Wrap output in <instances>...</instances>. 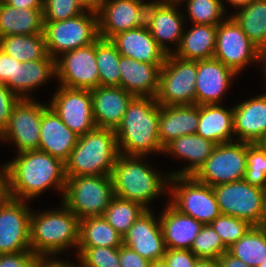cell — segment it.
<instances>
[{
	"instance_id": "cell-1",
	"label": "cell",
	"mask_w": 266,
	"mask_h": 267,
	"mask_svg": "<svg viewBox=\"0 0 266 267\" xmlns=\"http://www.w3.org/2000/svg\"><path fill=\"white\" fill-rule=\"evenodd\" d=\"M8 171L11 198L33 199L51 186L64 194L65 163L48 153L39 150L21 152L8 162Z\"/></svg>"
},
{
	"instance_id": "cell-2",
	"label": "cell",
	"mask_w": 266,
	"mask_h": 267,
	"mask_svg": "<svg viewBox=\"0 0 266 267\" xmlns=\"http://www.w3.org/2000/svg\"><path fill=\"white\" fill-rule=\"evenodd\" d=\"M159 116L160 105L155 98L135 97L115 129L119 153L143 158L163 152L158 138Z\"/></svg>"
},
{
	"instance_id": "cell-3",
	"label": "cell",
	"mask_w": 266,
	"mask_h": 267,
	"mask_svg": "<svg viewBox=\"0 0 266 267\" xmlns=\"http://www.w3.org/2000/svg\"><path fill=\"white\" fill-rule=\"evenodd\" d=\"M119 154L115 130L95 127L78 136L65 163L66 177L111 175Z\"/></svg>"
},
{
	"instance_id": "cell-4",
	"label": "cell",
	"mask_w": 266,
	"mask_h": 267,
	"mask_svg": "<svg viewBox=\"0 0 266 267\" xmlns=\"http://www.w3.org/2000/svg\"><path fill=\"white\" fill-rule=\"evenodd\" d=\"M61 210L30 215V247L37 256H55L79 244L80 219L63 203Z\"/></svg>"
},
{
	"instance_id": "cell-5",
	"label": "cell",
	"mask_w": 266,
	"mask_h": 267,
	"mask_svg": "<svg viewBox=\"0 0 266 267\" xmlns=\"http://www.w3.org/2000/svg\"><path fill=\"white\" fill-rule=\"evenodd\" d=\"M139 158L141 159V156L118 155L111 173L114 195L138 202L150 209L148 202L166 191L165 188L169 187L166 182L170 175H166L165 178L159 176L160 174ZM166 177L167 180L164 181Z\"/></svg>"
},
{
	"instance_id": "cell-6",
	"label": "cell",
	"mask_w": 266,
	"mask_h": 267,
	"mask_svg": "<svg viewBox=\"0 0 266 267\" xmlns=\"http://www.w3.org/2000/svg\"><path fill=\"white\" fill-rule=\"evenodd\" d=\"M66 178L63 204L80 220L102 216L115 196L111 175Z\"/></svg>"
},
{
	"instance_id": "cell-7",
	"label": "cell",
	"mask_w": 266,
	"mask_h": 267,
	"mask_svg": "<svg viewBox=\"0 0 266 267\" xmlns=\"http://www.w3.org/2000/svg\"><path fill=\"white\" fill-rule=\"evenodd\" d=\"M44 37L48 54H57L82 48L99 39L97 12L90 11L62 21H44Z\"/></svg>"
},
{
	"instance_id": "cell-8",
	"label": "cell",
	"mask_w": 266,
	"mask_h": 267,
	"mask_svg": "<svg viewBox=\"0 0 266 267\" xmlns=\"http://www.w3.org/2000/svg\"><path fill=\"white\" fill-rule=\"evenodd\" d=\"M197 60L168 54L160 70L156 101L161 106L196 104Z\"/></svg>"
},
{
	"instance_id": "cell-9",
	"label": "cell",
	"mask_w": 266,
	"mask_h": 267,
	"mask_svg": "<svg viewBox=\"0 0 266 267\" xmlns=\"http://www.w3.org/2000/svg\"><path fill=\"white\" fill-rule=\"evenodd\" d=\"M168 181L172 182L170 204L182 214L203 225L210 224L221 214L213 187L198 182L193 176H170ZM173 183L176 184L173 186Z\"/></svg>"
},
{
	"instance_id": "cell-10",
	"label": "cell",
	"mask_w": 266,
	"mask_h": 267,
	"mask_svg": "<svg viewBox=\"0 0 266 267\" xmlns=\"http://www.w3.org/2000/svg\"><path fill=\"white\" fill-rule=\"evenodd\" d=\"M246 151L247 142L217 144L193 177L211 187L242 180L246 171Z\"/></svg>"
},
{
	"instance_id": "cell-11",
	"label": "cell",
	"mask_w": 266,
	"mask_h": 267,
	"mask_svg": "<svg viewBox=\"0 0 266 267\" xmlns=\"http://www.w3.org/2000/svg\"><path fill=\"white\" fill-rule=\"evenodd\" d=\"M263 52L254 45L231 16L217 26L216 48L213 58L233 69L237 74L250 62H262Z\"/></svg>"
},
{
	"instance_id": "cell-12",
	"label": "cell",
	"mask_w": 266,
	"mask_h": 267,
	"mask_svg": "<svg viewBox=\"0 0 266 267\" xmlns=\"http://www.w3.org/2000/svg\"><path fill=\"white\" fill-rule=\"evenodd\" d=\"M221 214L237 217L256 226L263 209L266 190L244 179L213 187Z\"/></svg>"
},
{
	"instance_id": "cell-13",
	"label": "cell",
	"mask_w": 266,
	"mask_h": 267,
	"mask_svg": "<svg viewBox=\"0 0 266 267\" xmlns=\"http://www.w3.org/2000/svg\"><path fill=\"white\" fill-rule=\"evenodd\" d=\"M56 76L60 86L92 90L99 86L96 42L62 54L56 59Z\"/></svg>"
},
{
	"instance_id": "cell-14",
	"label": "cell",
	"mask_w": 266,
	"mask_h": 267,
	"mask_svg": "<svg viewBox=\"0 0 266 267\" xmlns=\"http://www.w3.org/2000/svg\"><path fill=\"white\" fill-rule=\"evenodd\" d=\"M46 107L31 98L20 99L0 138L13 141L19 153L38 150L42 112Z\"/></svg>"
},
{
	"instance_id": "cell-15",
	"label": "cell",
	"mask_w": 266,
	"mask_h": 267,
	"mask_svg": "<svg viewBox=\"0 0 266 267\" xmlns=\"http://www.w3.org/2000/svg\"><path fill=\"white\" fill-rule=\"evenodd\" d=\"M27 200L0 202V254L31 251L30 215Z\"/></svg>"
},
{
	"instance_id": "cell-16",
	"label": "cell",
	"mask_w": 266,
	"mask_h": 267,
	"mask_svg": "<svg viewBox=\"0 0 266 267\" xmlns=\"http://www.w3.org/2000/svg\"><path fill=\"white\" fill-rule=\"evenodd\" d=\"M50 107L78 136L97 127L93 117L90 90L60 86L52 98Z\"/></svg>"
},
{
	"instance_id": "cell-17",
	"label": "cell",
	"mask_w": 266,
	"mask_h": 267,
	"mask_svg": "<svg viewBox=\"0 0 266 267\" xmlns=\"http://www.w3.org/2000/svg\"><path fill=\"white\" fill-rule=\"evenodd\" d=\"M147 5L142 0H103L97 11L99 38L110 40L145 25Z\"/></svg>"
},
{
	"instance_id": "cell-18",
	"label": "cell",
	"mask_w": 266,
	"mask_h": 267,
	"mask_svg": "<svg viewBox=\"0 0 266 267\" xmlns=\"http://www.w3.org/2000/svg\"><path fill=\"white\" fill-rule=\"evenodd\" d=\"M178 4L177 0H155L148 3L146 8L145 24L158 46L167 55L172 52L166 46V41H178L175 46L178 49L184 32V16L176 8Z\"/></svg>"
},
{
	"instance_id": "cell-19",
	"label": "cell",
	"mask_w": 266,
	"mask_h": 267,
	"mask_svg": "<svg viewBox=\"0 0 266 267\" xmlns=\"http://www.w3.org/2000/svg\"><path fill=\"white\" fill-rule=\"evenodd\" d=\"M157 220L152 210L147 209L123 236V245L150 262L163 259L167 250L159 218Z\"/></svg>"
},
{
	"instance_id": "cell-20",
	"label": "cell",
	"mask_w": 266,
	"mask_h": 267,
	"mask_svg": "<svg viewBox=\"0 0 266 267\" xmlns=\"http://www.w3.org/2000/svg\"><path fill=\"white\" fill-rule=\"evenodd\" d=\"M235 75L233 69L215 58L197 60L196 104H219Z\"/></svg>"
},
{
	"instance_id": "cell-21",
	"label": "cell",
	"mask_w": 266,
	"mask_h": 267,
	"mask_svg": "<svg viewBox=\"0 0 266 267\" xmlns=\"http://www.w3.org/2000/svg\"><path fill=\"white\" fill-rule=\"evenodd\" d=\"M97 127L116 129L129 104L136 97L120 86H98L90 90Z\"/></svg>"
},
{
	"instance_id": "cell-22",
	"label": "cell",
	"mask_w": 266,
	"mask_h": 267,
	"mask_svg": "<svg viewBox=\"0 0 266 267\" xmlns=\"http://www.w3.org/2000/svg\"><path fill=\"white\" fill-rule=\"evenodd\" d=\"M77 140L78 135L62 122L50 106H47L42 112L38 150L66 163Z\"/></svg>"
},
{
	"instance_id": "cell-23",
	"label": "cell",
	"mask_w": 266,
	"mask_h": 267,
	"mask_svg": "<svg viewBox=\"0 0 266 267\" xmlns=\"http://www.w3.org/2000/svg\"><path fill=\"white\" fill-rule=\"evenodd\" d=\"M111 42L121 56L149 64H164L167 54L158 46L147 25L118 33Z\"/></svg>"
},
{
	"instance_id": "cell-24",
	"label": "cell",
	"mask_w": 266,
	"mask_h": 267,
	"mask_svg": "<svg viewBox=\"0 0 266 267\" xmlns=\"http://www.w3.org/2000/svg\"><path fill=\"white\" fill-rule=\"evenodd\" d=\"M163 64L139 62L121 56L120 87L136 97H156L159 87L160 70Z\"/></svg>"
},
{
	"instance_id": "cell-25",
	"label": "cell",
	"mask_w": 266,
	"mask_h": 267,
	"mask_svg": "<svg viewBox=\"0 0 266 267\" xmlns=\"http://www.w3.org/2000/svg\"><path fill=\"white\" fill-rule=\"evenodd\" d=\"M199 105H160L158 138L164 148L181 136L195 134L198 130Z\"/></svg>"
},
{
	"instance_id": "cell-26",
	"label": "cell",
	"mask_w": 266,
	"mask_h": 267,
	"mask_svg": "<svg viewBox=\"0 0 266 267\" xmlns=\"http://www.w3.org/2000/svg\"><path fill=\"white\" fill-rule=\"evenodd\" d=\"M234 134L237 141L257 143L266 133V94L233 107Z\"/></svg>"
},
{
	"instance_id": "cell-27",
	"label": "cell",
	"mask_w": 266,
	"mask_h": 267,
	"mask_svg": "<svg viewBox=\"0 0 266 267\" xmlns=\"http://www.w3.org/2000/svg\"><path fill=\"white\" fill-rule=\"evenodd\" d=\"M167 249L190 250L194 238L203 224L191 216L182 214L170 203L159 218Z\"/></svg>"
},
{
	"instance_id": "cell-28",
	"label": "cell",
	"mask_w": 266,
	"mask_h": 267,
	"mask_svg": "<svg viewBox=\"0 0 266 267\" xmlns=\"http://www.w3.org/2000/svg\"><path fill=\"white\" fill-rule=\"evenodd\" d=\"M215 146L214 142L204 139L197 133L184 135L172 140L163 148V153L168 152L175 156L177 155L191 163L181 171L179 170L169 175L194 176L212 154Z\"/></svg>"
},
{
	"instance_id": "cell-29",
	"label": "cell",
	"mask_w": 266,
	"mask_h": 267,
	"mask_svg": "<svg viewBox=\"0 0 266 267\" xmlns=\"http://www.w3.org/2000/svg\"><path fill=\"white\" fill-rule=\"evenodd\" d=\"M233 108L226 109L220 104L199 105L197 134L217 144L233 142Z\"/></svg>"
},
{
	"instance_id": "cell-30",
	"label": "cell",
	"mask_w": 266,
	"mask_h": 267,
	"mask_svg": "<svg viewBox=\"0 0 266 267\" xmlns=\"http://www.w3.org/2000/svg\"><path fill=\"white\" fill-rule=\"evenodd\" d=\"M44 34L43 9H22L0 2V38Z\"/></svg>"
},
{
	"instance_id": "cell-31",
	"label": "cell",
	"mask_w": 266,
	"mask_h": 267,
	"mask_svg": "<svg viewBox=\"0 0 266 267\" xmlns=\"http://www.w3.org/2000/svg\"><path fill=\"white\" fill-rule=\"evenodd\" d=\"M187 33L183 32L180 45L173 53L185 60H204L214 56L217 26L195 24Z\"/></svg>"
},
{
	"instance_id": "cell-32",
	"label": "cell",
	"mask_w": 266,
	"mask_h": 267,
	"mask_svg": "<svg viewBox=\"0 0 266 267\" xmlns=\"http://www.w3.org/2000/svg\"><path fill=\"white\" fill-rule=\"evenodd\" d=\"M56 76V60L50 55L42 60L20 62L16 72V94L27 99L28 92ZM30 90V91H29Z\"/></svg>"
},
{
	"instance_id": "cell-33",
	"label": "cell",
	"mask_w": 266,
	"mask_h": 267,
	"mask_svg": "<svg viewBox=\"0 0 266 267\" xmlns=\"http://www.w3.org/2000/svg\"><path fill=\"white\" fill-rule=\"evenodd\" d=\"M123 237L103 216H90L80 220L78 247H120Z\"/></svg>"
},
{
	"instance_id": "cell-34",
	"label": "cell",
	"mask_w": 266,
	"mask_h": 267,
	"mask_svg": "<svg viewBox=\"0 0 266 267\" xmlns=\"http://www.w3.org/2000/svg\"><path fill=\"white\" fill-rule=\"evenodd\" d=\"M249 40L266 52V0H253L232 16Z\"/></svg>"
},
{
	"instance_id": "cell-35",
	"label": "cell",
	"mask_w": 266,
	"mask_h": 267,
	"mask_svg": "<svg viewBox=\"0 0 266 267\" xmlns=\"http://www.w3.org/2000/svg\"><path fill=\"white\" fill-rule=\"evenodd\" d=\"M0 49L22 63L42 60L49 55L44 34L1 37Z\"/></svg>"
},
{
	"instance_id": "cell-36",
	"label": "cell",
	"mask_w": 266,
	"mask_h": 267,
	"mask_svg": "<svg viewBox=\"0 0 266 267\" xmlns=\"http://www.w3.org/2000/svg\"><path fill=\"white\" fill-rule=\"evenodd\" d=\"M227 252L250 267H258L266 260V230L253 226Z\"/></svg>"
},
{
	"instance_id": "cell-37",
	"label": "cell",
	"mask_w": 266,
	"mask_h": 267,
	"mask_svg": "<svg viewBox=\"0 0 266 267\" xmlns=\"http://www.w3.org/2000/svg\"><path fill=\"white\" fill-rule=\"evenodd\" d=\"M120 57L121 54L111 40L99 38L96 41L99 86H120Z\"/></svg>"
},
{
	"instance_id": "cell-38",
	"label": "cell",
	"mask_w": 266,
	"mask_h": 267,
	"mask_svg": "<svg viewBox=\"0 0 266 267\" xmlns=\"http://www.w3.org/2000/svg\"><path fill=\"white\" fill-rule=\"evenodd\" d=\"M146 210L138 202L114 196L102 216L123 237Z\"/></svg>"
},
{
	"instance_id": "cell-39",
	"label": "cell",
	"mask_w": 266,
	"mask_h": 267,
	"mask_svg": "<svg viewBox=\"0 0 266 267\" xmlns=\"http://www.w3.org/2000/svg\"><path fill=\"white\" fill-rule=\"evenodd\" d=\"M179 3L185 0H177ZM188 15L194 24L218 26L225 15V6L221 0H186Z\"/></svg>"
},
{
	"instance_id": "cell-40",
	"label": "cell",
	"mask_w": 266,
	"mask_h": 267,
	"mask_svg": "<svg viewBox=\"0 0 266 267\" xmlns=\"http://www.w3.org/2000/svg\"><path fill=\"white\" fill-rule=\"evenodd\" d=\"M243 179L253 187L266 189V150L258 143H247L246 171Z\"/></svg>"
},
{
	"instance_id": "cell-41",
	"label": "cell",
	"mask_w": 266,
	"mask_h": 267,
	"mask_svg": "<svg viewBox=\"0 0 266 267\" xmlns=\"http://www.w3.org/2000/svg\"><path fill=\"white\" fill-rule=\"evenodd\" d=\"M221 237L210 224L203 225L190 248L196 257L218 259L227 251Z\"/></svg>"
},
{
	"instance_id": "cell-42",
	"label": "cell",
	"mask_w": 266,
	"mask_h": 267,
	"mask_svg": "<svg viewBox=\"0 0 266 267\" xmlns=\"http://www.w3.org/2000/svg\"><path fill=\"white\" fill-rule=\"evenodd\" d=\"M210 225L227 248L236 243L253 227L245 220L225 214H220Z\"/></svg>"
},
{
	"instance_id": "cell-43",
	"label": "cell",
	"mask_w": 266,
	"mask_h": 267,
	"mask_svg": "<svg viewBox=\"0 0 266 267\" xmlns=\"http://www.w3.org/2000/svg\"><path fill=\"white\" fill-rule=\"evenodd\" d=\"M82 267H121L119 247H78Z\"/></svg>"
},
{
	"instance_id": "cell-44",
	"label": "cell",
	"mask_w": 266,
	"mask_h": 267,
	"mask_svg": "<svg viewBox=\"0 0 266 267\" xmlns=\"http://www.w3.org/2000/svg\"><path fill=\"white\" fill-rule=\"evenodd\" d=\"M77 0H44L43 21H62L84 13Z\"/></svg>"
},
{
	"instance_id": "cell-45",
	"label": "cell",
	"mask_w": 266,
	"mask_h": 267,
	"mask_svg": "<svg viewBox=\"0 0 266 267\" xmlns=\"http://www.w3.org/2000/svg\"><path fill=\"white\" fill-rule=\"evenodd\" d=\"M20 99L17 94L12 92L4 84H0V134L7 127L12 110Z\"/></svg>"
},
{
	"instance_id": "cell-46",
	"label": "cell",
	"mask_w": 266,
	"mask_h": 267,
	"mask_svg": "<svg viewBox=\"0 0 266 267\" xmlns=\"http://www.w3.org/2000/svg\"><path fill=\"white\" fill-rule=\"evenodd\" d=\"M20 62L0 49V84H4L16 94V72Z\"/></svg>"
},
{
	"instance_id": "cell-47",
	"label": "cell",
	"mask_w": 266,
	"mask_h": 267,
	"mask_svg": "<svg viewBox=\"0 0 266 267\" xmlns=\"http://www.w3.org/2000/svg\"><path fill=\"white\" fill-rule=\"evenodd\" d=\"M163 259L169 267H194L199 258L187 249H167Z\"/></svg>"
},
{
	"instance_id": "cell-48",
	"label": "cell",
	"mask_w": 266,
	"mask_h": 267,
	"mask_svg": "<svg viewBox=\"0 0 266 267\" xmlns=\"http://www.w3.org/2000/svg\"><path fill=\"white\" fill-rule=\"evenodd\" d=\"M37 257L32 251L0 254V267H35Z\"/></svg>"
},
{
	"instance_id": "cell-49",
	"label": "cell",
	"mask_w": 266,
	"mask_h": 267,
	"mask_svg": "<svg viewBox=\"0 0 266 267\" xmlns=\"http://www.w3.org/2000/svg\"><path fill=\"white\" fill-rule=\"evenodd\" d=\"M119 263L121 267H150L151 264L149 260L125 245L119 247Z\"/></svg>"
},
{
	"instance_id": "cell-50",
	"label": "cell",
	"mask_w": 266,
	"mask_h": 267,
	"mask_svg": "<svg viewBox=\"0 0 266 267\" xmlns=\"http://www.w3.org/2000/svg\"><path fill=\"white\" fill-rule=\"evenodd\" d=\"M9 192V171L8 163L3 165L2 170H0V202H4L10 198Z\"/></svg>"
},
{
	"instance_id": "cell-51",
	"label": "cell",
	"mask_w": 266,
	"mask_h": 267,
	"mask_svg": "<svg viewBox=\"0 0 266 267\" xmlns=\"http://www.w3.org/2000/svg\"><path fill=\"white\" fill-rule=\"evenodd\" d=\"M5 4L22 9H43L44 0H2Z\"/></svg>"
},
{
	"instance_id": "cell-52",
	"label": "cell",
	"mask_w": 266,
	"mask_h": 267,
	"mask_svg": "<svg viewBox=\"0 0 266 267\" xmlns=\"http://www.w3.org/2000/svg\"><path fill=\"white\" fill-rule=\"evenodd\" d=\"M51 256H38L35 262V267H79L75 264H68L67 262H62L60 260H50L48 259ZM50 260V261H49Z\"/></svg>"
},
{
	"instance_id": "cell-53",
	"label": "cell",
	"mask_w": 266,
	"mask_h": 267,
	"mask_svg": "<svg viewBox=\"0 0 266 267\" xmlns=\"http://www.w3.org/2000/svg\"><path fill=\"white\" fill-rule=\"evenodd\" d=\"M220 267H250L241 259L230 255L227 251L218 258Z\"/></svg>"
},
{
	"instance_id": "cell-54",
	"label": "cell",
	"mask_w": 266,
	"mask_h": 267,
	"mask_svg": "<svg viewBox=\"0 0 266 267\" xmlns=\"http://www.w3.org/2000/svg\"><path fill=\"white\" fill-rule=\"evenodd\" d=\"M77 1L82 5L84 10H87V12L89 10L97 12L103 0H77Z\"/></svg>"
},
{
	"instance_id": "cell-55",
	"label": "cell",
	"mask_w": 266,
	"mask_h": 267,
	"mask_svg": "<svg viewBox=\"0 0 266 267\" xmlns=\"http://www.w3.org/2000/svg\"><path fill=\"white\" fill-rule=\"evenodd\" d=\"M194 267H220L218 259L199 258Z\"/></svg>"
},
{
	"instance_id": "cell-56",
	"label": "cell",
	"mask_w": 266,
	"mask_h": 267,
	"mask_svg": "<svg viewBox=\"0 0 266 267\" xmlns=\"http://www.w3.org/2000/svg\"><path fill=\"white\" fill-rule=\"evenodd\" d=\"M255 227L266 230V194H265V198H264V202H263L262 213H261L259 221Z\"/></svg>"
},
{
	"instance_id": "cell-57",
	"label": "cell",
	"mask_w": 266,
	"mask_h": 267,
	"mask_svg": "<svg viewBox=\"0 0 266 267\" xmlns=\"http://www.w3.org/2000/svg\"><path fill=\"white\" fill-rule=\"evenodd\" d=\"M228 1L230 2L231 5L242 8L244 6H247L253 0H227V2Z\"/></svg>"
},
{
	"instance_id": "cell-58",
	"label": "cell",
	"mask_w": 266,
	"mask_h": 267,
	"mask_svg": "<svg viewBox=\"0 0 266 267\" xmlns=\"http://www.w3.org/2000/svg\"><path fill=\"white\" fill-rule=\"evenodd\" d=\"M150 267H169L164 259L151 262Z\"/></svg>"
},
{
	"instance_id": "cell-59",
	"label": "cell",
	"mask_w": 266,
	"mask_h": 267,
	"mask_svg": "<svg viewBox=\"0 0 266 267\" xmlns=\"http://www.w3.org/2000/svg\"><path fill=\"white\" fill-rule=\"evenodd\" d=\"M263 149L266 150V133L263 137L257 142Z\"/></svg>"
},
{
	"instance_id": "cell-60",
	"label": "cell",
	"mask_w": 266,
	"mask_h": 267,
	"mask_svg": "<svg viewBox=\"0 0 266 267\" xmlns=\"http://www.w3.org/2000/svg\"><path fill=\"white\" fill-rule=\"evenodd\" d=\"M262 63H263V68H264V71L266 72V52L263 53V57H262ZM266 75V73H265Z\"/></svg>"
},
{
	"instance_id": "cell-61",
	"label": "cell",
	"mask_w": 266,
	"mask_h": 267,
	"mask_svg": "<svg viewBox=\"0 0 266 267\" xmlns=\"http://www.w3.org/2000/svg\"><path fill=\"white\" fill-rule=\"evenodd\" d=\"M258 267H266V260L262 262Z\"/></svg>"
}]
</instances>
